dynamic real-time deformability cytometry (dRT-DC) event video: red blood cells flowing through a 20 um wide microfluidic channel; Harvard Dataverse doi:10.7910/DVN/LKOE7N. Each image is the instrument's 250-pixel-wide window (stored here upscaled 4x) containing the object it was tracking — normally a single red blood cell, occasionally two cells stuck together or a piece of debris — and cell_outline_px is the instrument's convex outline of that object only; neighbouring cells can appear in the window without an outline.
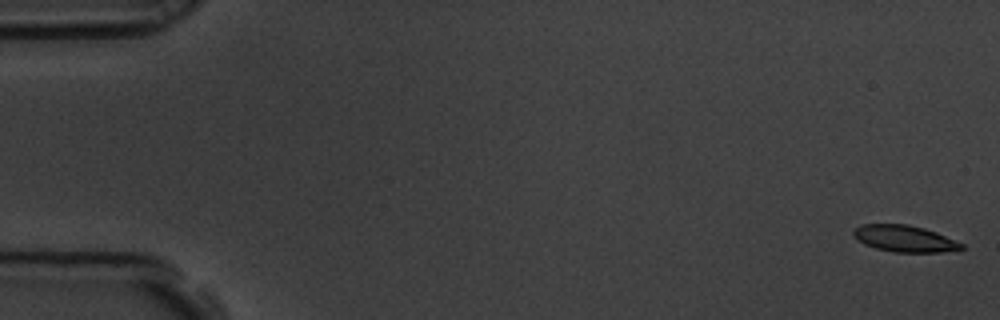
{"species": "common noctule bat (a hibernating species)", "species_latin": "Nyctalus noctula", "temperature_condition": "room temperature", "stored_images_in_passage": 7, "camera_frame_rate_fps": 3000, "um_per_image_px": 0.085, "animal": {"sex": "male", "body_mass_g": 19.5, "forearm_length_mm": 54.6}, "frame": {"image": 1, "passage_image": 1, "time_ms": 0.0, "image_size_px": [1000, 320], "cell_outline_px": [[964, 248], [940, 252], [896, 252], [876, 248], [864, 244], [856, 240], [852, 236], [852, 232], [860, 224], [908, 224], [924, 228], [936, 232], [964, 244]], "centroid_in_image_um": [76.84, 20.27], "position_along_channel_um": 8.2, "area_um2": 16.7}}
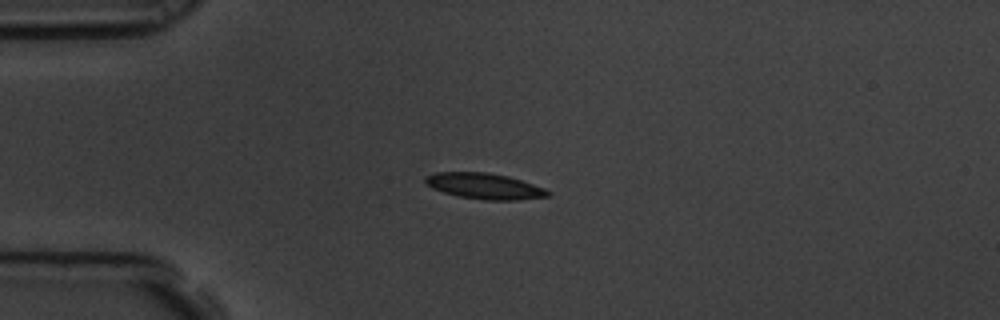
{"frame": {"image": 2, "passage_image": 5, "time_ms": 1.333, "image_size_px": [1000, 320], "cell_outline_px": [[552, 192], [548, 196], [520, 200], [484, 200], [460, 196], [444, 192], [432, 188], [424, 184], [424, 176], [436, 172], [488, 172], [508, 176], [544, 188]], "centroid_in_image_um": [41.16, 15.81], "position_along_channel_um": 43.8, "area_um2": 18.5}}
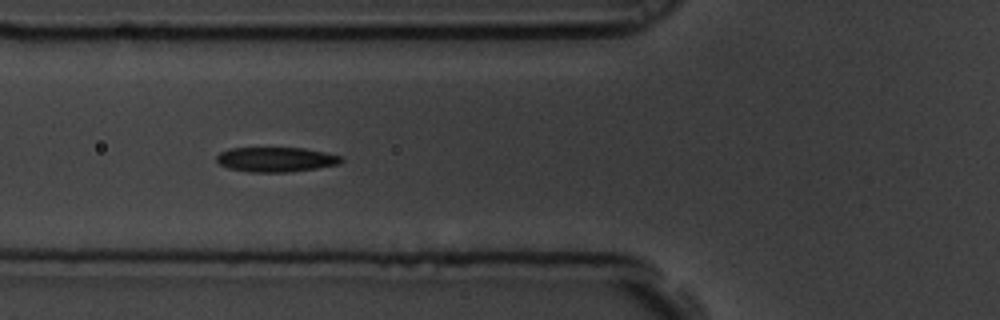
{"frame": {"image": 3, "passage_image": 7, "time_ms": 2.0, "image_size_px": [1000, 320], "cell_outline_px": [[344, 160], [340, 164], [316, 168], [288, 172], [252, 172], [228, 168], [220, 164], [216, 160], [216, 156], [220, 152], [228, 148], [304, 148], [344, 156]], "centroid_in_image_um": [23.48, 13.55], "position_along_channel_um": 102.3, "area_um2": 18.03}}